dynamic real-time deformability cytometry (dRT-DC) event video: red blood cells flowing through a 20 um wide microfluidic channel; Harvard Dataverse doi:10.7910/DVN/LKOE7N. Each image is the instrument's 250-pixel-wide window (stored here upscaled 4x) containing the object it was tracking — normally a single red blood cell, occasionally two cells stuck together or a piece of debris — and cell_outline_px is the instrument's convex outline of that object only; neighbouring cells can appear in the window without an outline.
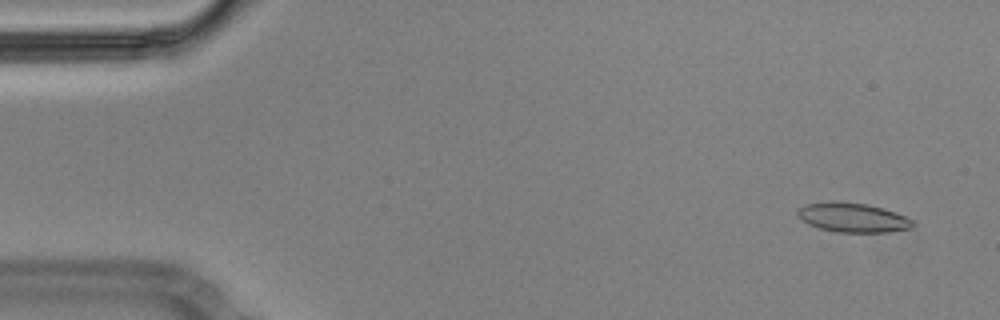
{"species": "Egyptian fruit bat (a non-hibernating species)", "species_latin": "Rousettus aegyptiacus", "temperature_condition": "cold", "stored_images_in_passage": 55, "camera_frame_rate_fps": 3000, "um_per_image_px": 0.085, "animal": {"sex": "male"}, "frame": {"image": 1, "passage_image": 3, "time_ms": 0.667, "image_size_px": [1000, 320], "cell_outline_px": [[916, 224], [912, 228], [888, 232], [836, 232], [820, 228], [808, 224], [796, 212], [804, 204], [832, 200], [836, 200], [868, 204], [884, 208], [904, 216], [912, 220]], "centroid_in_image_um": [72.5, 18.47], "position_along_channel_um": 12.5, "area_um2": 19.83}}
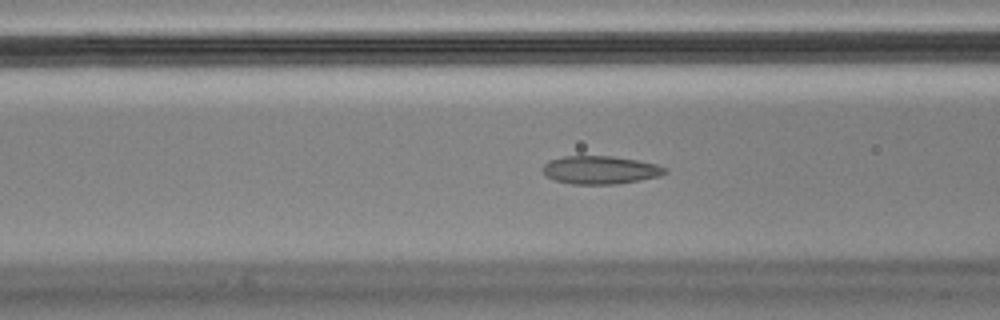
{"frame": {"image": 2, "passage_image": 21, "time_ms": 6.667, "image_size_px": [1000, 320], "cell_outline_px": [[668, 172], [660, 176], [640, 180], [616, 184], [572, 184], [556, 180], [548, 176], [540, 168], [548, 160], [564, 156], [612, 156], [636, 160], [656, 164], [668, 168]], "centroid_in_image_um": [51.03, 14.44], "position_along_channel_um": 115.6, "area_um2": 20.06}}
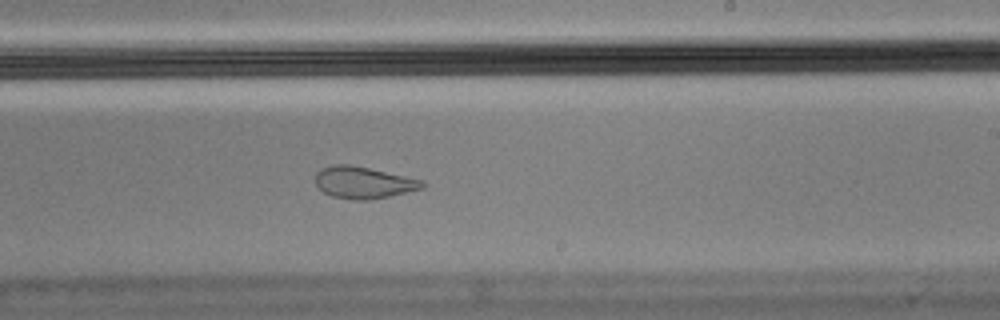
{"frame": {"image": 3, "passage_image": 33, "time_ms": 10.667, "image_size_px": [1000, 320], "cell_outline_px": [[428, 184], [424, 188], [388, 196], [368, 200], [352, 200], [332, 196], [324, 192], [316, 184], [316, 172], [320, 168], [332, 164], [348, 164], [368, 168], [424, 180]], "centroid_in_image_um": [30.9, 15.51], "position_along_channel_um": 258.1, "area_um2": 19.83}, "authors_computed_cell_mechanics": {"area_um2": 20.1722, "velocity_mm_per_s": 3.5617, "shape_relaxation_time_tau1_ms": null, "shape_relaxation_time_tau2_ms": 1.3157, "deformation_change_tau1": null, "deformation_change_tau2": 0.0791}}